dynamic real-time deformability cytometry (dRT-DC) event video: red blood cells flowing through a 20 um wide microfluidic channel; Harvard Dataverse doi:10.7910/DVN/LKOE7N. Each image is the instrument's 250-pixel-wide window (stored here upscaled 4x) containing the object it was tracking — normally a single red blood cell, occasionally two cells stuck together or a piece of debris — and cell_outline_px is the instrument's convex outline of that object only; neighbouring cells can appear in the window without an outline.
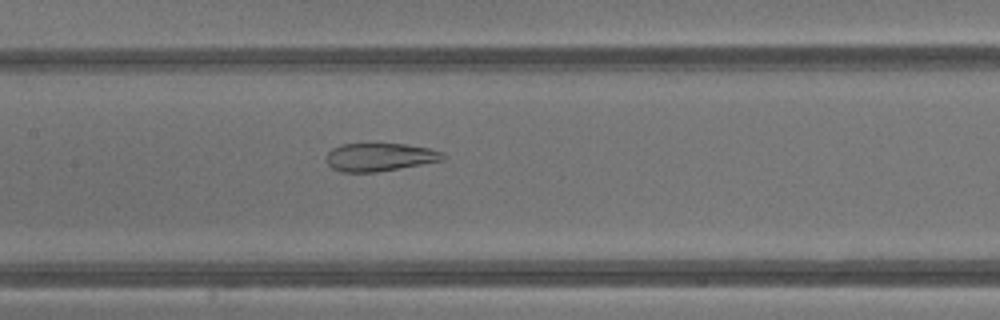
{"species": "common noctule bat (a hibernating species)", "species_latin": "Nyctalus noctula", "temperature_condition": "warm", "stored_images_in_passage": 31, "camera_frame_rate_fps": 3000, "um_per_image_px": 0.085, "animal": {"sex": "male", "body_mass_g": 13.3}, "frame": {"image": 1, "passage_image": 14, "time_ms": 4.333, "image_size_px": [1000, 320], "cell_outline_px": [[444, 160], [376, 172], [340, 172], [332, 168], [328, 164], [328, 152], [332, 148], [340, 144], [408, 144], [428, 148], [444, 152]], "centroid_in_image_um": [32.28, 13.35], "position_along_channel_um": 175.1, "area_um2": 18.96}}
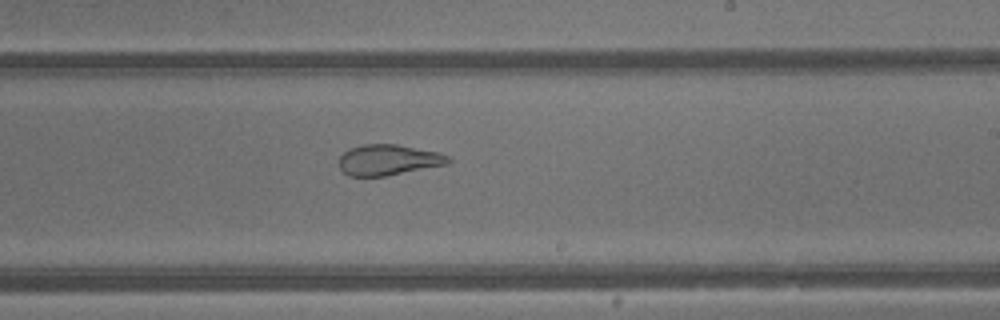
{"frame": {"image": 2, "passage_image": 19, "time_ms": 6.0, "image_size_px": [1000, 320], "cell_outline_px": [[452, 160], [448, 164], [384, 176], [348, 176], [340, 168], [340, 156], [348, 148], [364, 144], [396, 144], [436, 152], [448, 156]], "centroid_in_image_um": [32.99, 13.59], "position_along_channel_um": 256.0, "area_um2": 19.36}}
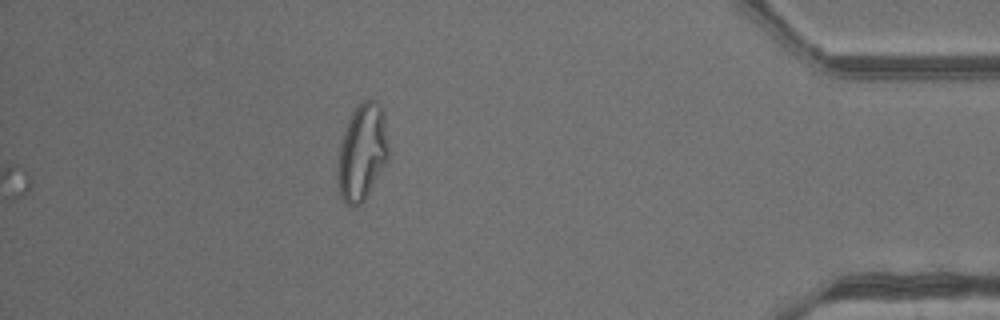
{"frame": {"image": 3, "passage_image": 31, "time_ms": 10.0, "image_size_px": [1000, 320], "cell_outline_px": [[388, 160], [368, 196], [360, 204], [348, 204], [340, 196], [336, 176], [336, 164], [340, 144], [348, 120], [356, 104], [372, 96], [380, 104], [384, 112], [388, 144]], "centroid_in_image_um": [30.78, 12.9], "position_along_channel_um": 404.4, "area_um2": 29.19}, "authors_computed_cell_mechanics": {"area_um2": 20.4034, "velocity_mm_per_s": 4.8642, "shape_relaxation_time_tau1_ms": null, "shape_relaxation_time_tau2_ms": 0.8713, "deformation_change_tau1": null, "deformation_change_tau2": 0.0871}}